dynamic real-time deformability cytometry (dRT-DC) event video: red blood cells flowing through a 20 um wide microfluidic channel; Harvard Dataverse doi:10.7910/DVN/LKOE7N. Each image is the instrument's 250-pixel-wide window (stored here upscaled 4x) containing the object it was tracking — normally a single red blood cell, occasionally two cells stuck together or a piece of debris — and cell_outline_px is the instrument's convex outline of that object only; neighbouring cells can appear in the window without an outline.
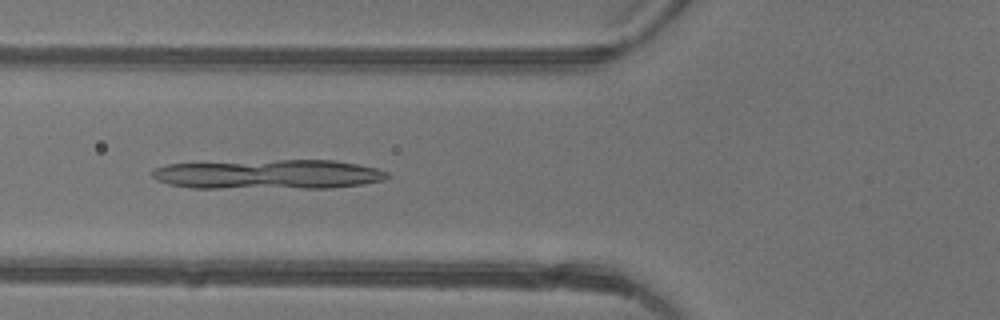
{"species": "common noctule bat (a hibernating species)", "species_latin": "Nyctalus noctula", "temperature_condition": "warm", "stored_images_in_passage": 27, "camera_frame_rate_fps": 3000, "um_per_image_px": 0.085, "animal": {"sex": "female"}, "frame": {"image": 1, "passage_image": 18, "time_ms": 5.667, "image_size_px": [1000, 320], "cell_outline_px": [[392, 176], [384, 180], [364, 184], [328, 188], [192, 188], [168, 184], [156, 180], [148, 172], [156, 168], [168, 164], [280, 160], [332, 160], [356, 164], [376, 168], [388, 172]], "centroid_in_image_um": [22.83, 14.83], "position_along_channel_um": 103.0, "area_um2": 40.63}}
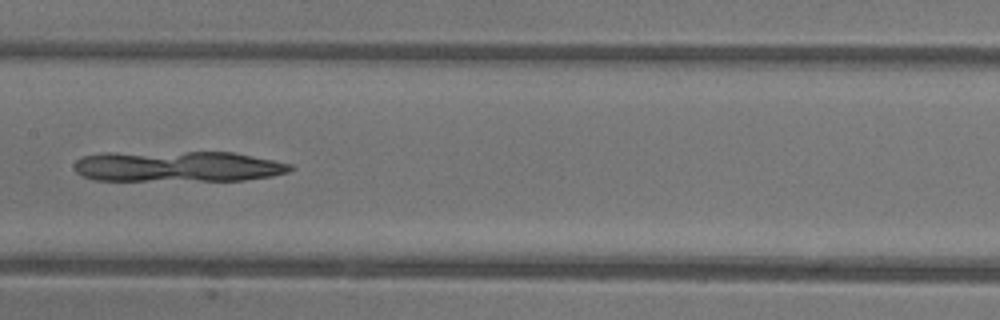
{"frame": {"image": 2, "passage_image": 24, "time_ms": 7.667, "image_size_px": [1000, 320], "cell_outline_px": [[292, 168], [288, 172], [272, 176], [244, 180], [92, 180], [76, 172], [76, 160], [84, 156], [104, 152], [232, 152], [292, 164]], "centroid_in_image_um": [15.09, 14.14], "position_along_channel_um": 192.3, "area_um2": 38.61}}
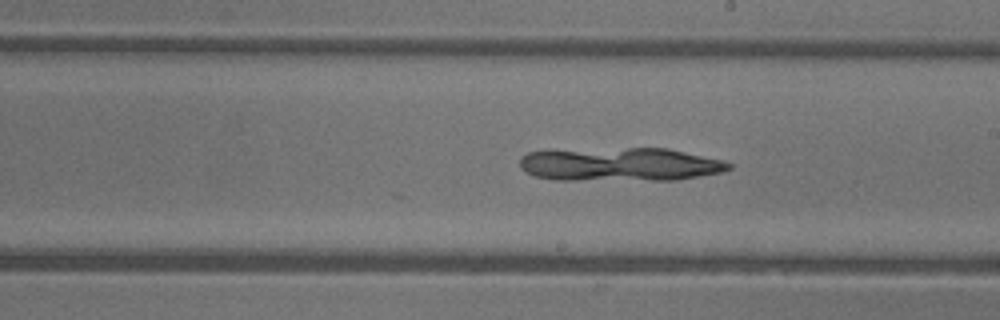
{"frame": {"image": 3, "passage_image": 27, "time_ms": 8.667, "image_size_px": [1000, 320], "cell_outline_px": [[732, 168], [724, 172], [676, 180], [556, 180], [536, 176], [524, 172], [520, 168], [520, 156], [528, 152], [628, 148], [668, 148], [720, 160], [732, 164]], "centroid_in_image_um": [52.72, 13.99], "position_along_channel_um": 236.3, "area_um2": 40.69}}